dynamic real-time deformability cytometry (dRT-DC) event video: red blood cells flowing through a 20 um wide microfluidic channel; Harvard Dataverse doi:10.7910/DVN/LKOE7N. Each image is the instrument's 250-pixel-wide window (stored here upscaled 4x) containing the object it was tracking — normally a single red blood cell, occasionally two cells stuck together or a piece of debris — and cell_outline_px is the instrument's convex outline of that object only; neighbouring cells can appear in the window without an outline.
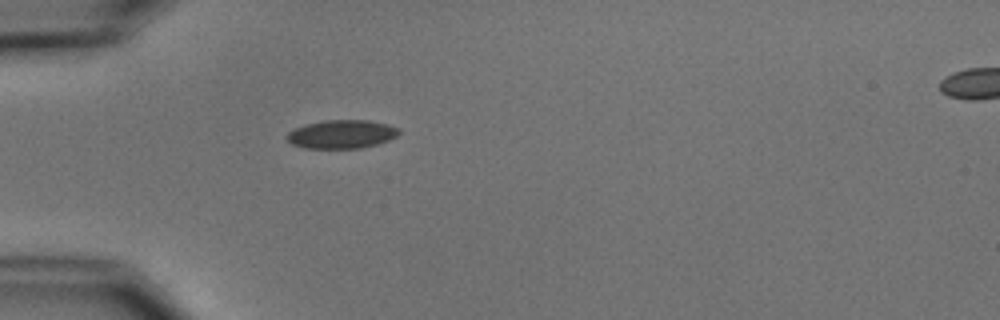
{"species": "common noctule bat (a hibernating species)", "species_latin": "Nyctalus noctula", "temperature_condition": "cold", "stored_images_in_passage": 2, "segment_of_instrument_passage": [1, 2], "camera_frame_rate_fps": 3000, "um_per_image_px": 0.085, "animal": {"sex": "male", "body_mass_g": 15.6}, "frame": {"image": 1, "passage_image": 1, "time_ms": 0.0, "image_size_px": [1000, 320], "cell_outline_px": [[400, 132], [396, 136], [388, 140], [376, 144], [360, 148], [304, 148], [292, 144], [284, 136], [288, 132], [296, 128], [308, 124], [324, 120], [368, 120], [388, 124], [400, 128]], "centroid_in_image_um": [29.04, 11.4], "position_along_channel_um": 56.0, "area_um2": 18.55}}